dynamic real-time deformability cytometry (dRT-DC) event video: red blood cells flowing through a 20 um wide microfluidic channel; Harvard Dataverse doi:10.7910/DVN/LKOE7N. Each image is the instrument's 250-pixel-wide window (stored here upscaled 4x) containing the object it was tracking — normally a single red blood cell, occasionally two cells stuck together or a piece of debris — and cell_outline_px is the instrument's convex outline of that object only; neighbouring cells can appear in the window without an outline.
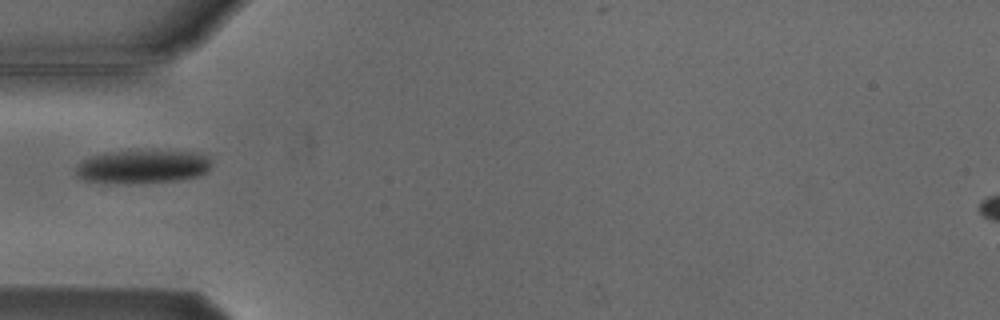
{"species": "Egyptian fruit bat (a non-hibernating species)", "species_latin": "Rousettus aegyptiacus", "temperature_condition": "cold", "stored_images_in_passage": 6, "camera_frame_rate_fps": 3000, "um_per_image_px": 0.085, "animal": {"sex": "male"}, "frame": {"image": 1, "passage_image": 5, "time_ms": 4.667, "image_size_px": [1000, 320], "cell_outline_px": [[212, 164], [204, 172], [196, 176], [176, 180], [136, 184], [84, 180], [76, 172], [76, 164], [80, 160], [104, 152], [136, 148], [200, 152], [208, 156]], "centroid_in_image_um": [12.12, 14.1], "position_along_channel_um": 72.9, "area_um2": 27.34}}